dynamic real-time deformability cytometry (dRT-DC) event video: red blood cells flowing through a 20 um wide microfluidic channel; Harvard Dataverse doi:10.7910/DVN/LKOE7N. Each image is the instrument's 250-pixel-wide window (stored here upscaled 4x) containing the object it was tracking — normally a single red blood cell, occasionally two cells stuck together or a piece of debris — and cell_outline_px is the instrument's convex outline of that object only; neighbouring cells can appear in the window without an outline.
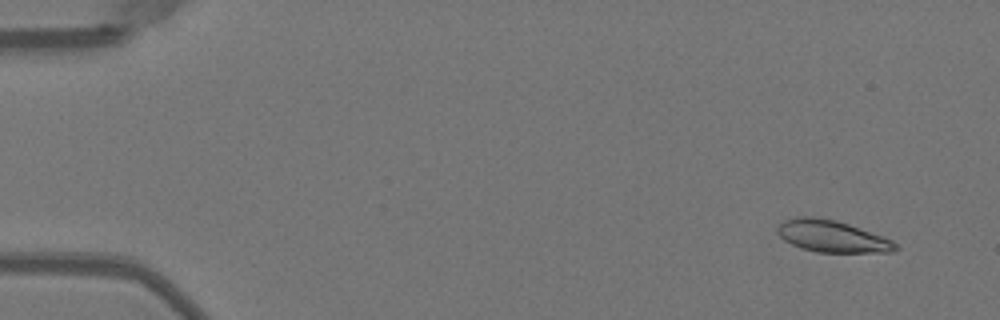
{"species": "Egyptian fruit bat (a non-hibernating species)", "species_latin": "Rousettus aegyptiacus", "temperature_condition": "warm", "stored_images_in_passage": 41, "camera_frame_rate_fps": 3000, "um_per_image_px": 0.085, "animal": {"sex": "female"}, "frame": {"image": 1, "passage_image": 1, "time_ms": 0.0, "image_size_px": [1000, 320], "cell_outline_px": [[900, 248], [892, 252], [816, 252], [800, 248], [784, 240], [776, 232], [776, 228], [784, 220], [796, 216], [812, 216], [836, 220], [884, 236], [892, 240]], "centroid_in_image_um": [70.71, 20.08], "position_along_channel_um": 14.3, "area_um2": 22.02}}
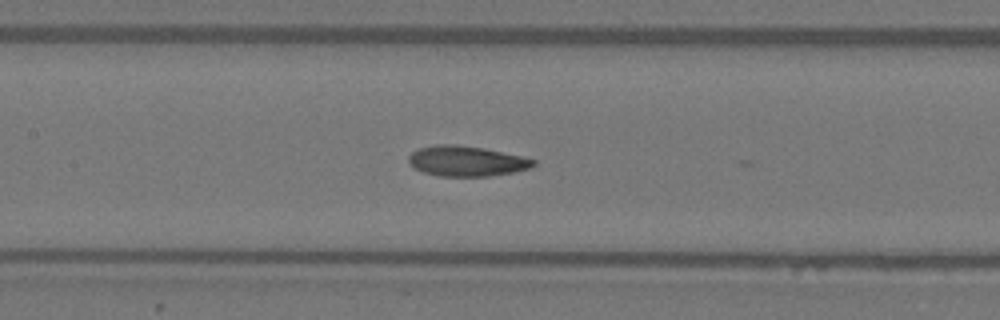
{"frame": {"image": 2, "passage_image": 22, "time_ms": 7.0, "image_size_px": [1000, 320], "cell_outline_px": [[536, 164], [532, 168], [512, 172], [488, 176], [440, 176], [424, 172], [408, 164], [408, 156], [412, 152], [420, 148], [436, 144], [456, 144], [484, 148], [520, 156], [536, 160]], "centroid_in_image_um": [39.64, 13.69], "position_along_channel_um": 167.8, "area_um2": 21.96}}
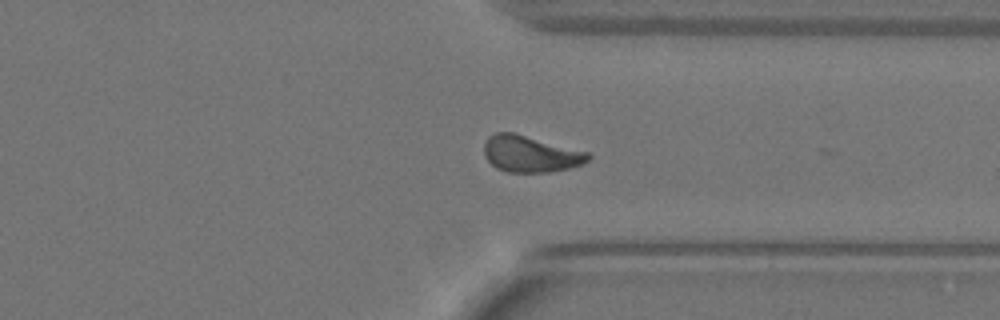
{"frame": {"image": 3, "passage_image": 37, "time_ms": 12.0, "image_size_px": [1000, 320], "cell_outline_px": [[592, 156], [588, 160], [580, 164], [568, 168], [548, 172], [508, 172], [496, 168], [484, 156], [484, 144], [488, 136], [496, 132], [512, 132], [588, 152]], "centroid_in_image_um": [45.05, 13.08], "position_along_channel_um": 366.4, "area_um2": 21.91}, "authors_computed_cell_mechanics": {"area_um2": 21.9062, "velocity_mm_per_s": 3.9848, "shape_relaxation_time_tau1_ms": 5.8138, "shape_relaxation_time_tau2_ms": 2.1329, "deformation_change_tau1": 0.1551, "deformation_change_tau2": 0.0743}}